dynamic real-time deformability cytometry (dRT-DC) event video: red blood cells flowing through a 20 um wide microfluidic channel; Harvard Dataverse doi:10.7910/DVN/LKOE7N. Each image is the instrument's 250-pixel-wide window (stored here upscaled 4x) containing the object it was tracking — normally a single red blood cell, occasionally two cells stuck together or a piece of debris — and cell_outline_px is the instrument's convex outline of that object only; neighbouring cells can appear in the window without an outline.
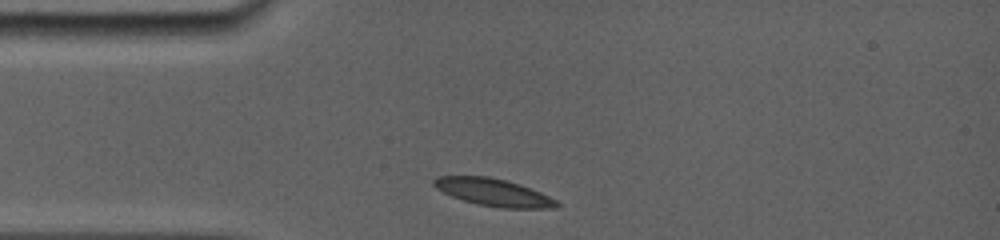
{"species": "common noctule bat (a hibernating species)", "species_latin": "Nyctalus noctula", "temperature_condition": "room temperature", "stored_images_in_passage": 18, "camera_frame_rate_fps": 5000, "um_per_image_px": 0.085, "animal": {"sex": "female", "body_mass_g": 19.0, "forearm_length_mm": 56.7}, "frame": {"image": 1, "passage_image": 1, "time_ms": 0.0, "image_size_px": [1000, 240], "cell_outline_px": [[560, 204], [556, 208], [500, 208], [476, 204], [452, 196], [436, 188], [432, 184], [432, 180], [436, 176], [488, 176], [520, 184], [540, 192], [556, 200]], "centroid_in_image_um": [41.93, 16.35], "position_along_channel_um": 43.1, "area_um2": 19.54}}
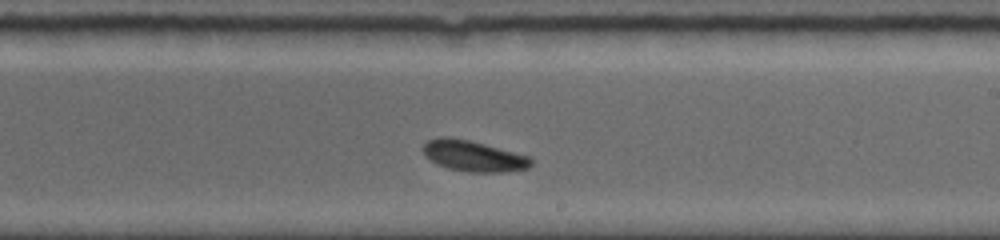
{"frame": {"image": 2, "passage_image": 11, "time_ms": 5.8, "image_size_px": [1000, 240], "cell_outline_px": [[532, 164], [528, 168], [504, 172], [468, 172], [448, 168], [436, 164], [424, 156], [420, 148], [428, 140], [440, 136], [448, 136], [468, 140], [532, 156]], "centroid_in_image_um": [40.21, 13.25], "position_along_channel_um": 248.8, "area_um2": 19.71}}
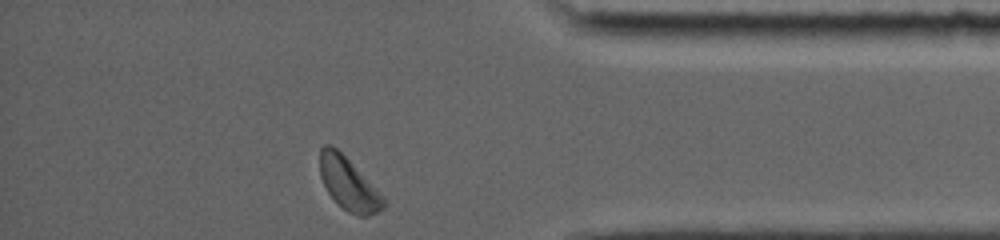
{"frame": {"image": 3, "passage_image": 18, "time_ms": 10.2, "image_size_px": [1000, 240], "cell_outline_px": [[384, 208], [368, 216], [360, 216], [348, 212], [328, 192], [320, 176], [320, 148], [324, 144], [332, 144], [384, 196]], "centroid_in_image_um": [29.61, 15.62], "position_along_channel_um": 405.6, "area_um2": 18.96}, "authors_computed_cell_mechanics": {"area_um2": 19.652, "velocity_mm_per_s": 3.8044, "shape_relaxation_time_tau1_ms": 1.7595, "shape_relaxation_time_tau2_ms": 9.0258, "deformation_change_tau1": 0.0953, "deformation_change_tau2": 0.1273}}